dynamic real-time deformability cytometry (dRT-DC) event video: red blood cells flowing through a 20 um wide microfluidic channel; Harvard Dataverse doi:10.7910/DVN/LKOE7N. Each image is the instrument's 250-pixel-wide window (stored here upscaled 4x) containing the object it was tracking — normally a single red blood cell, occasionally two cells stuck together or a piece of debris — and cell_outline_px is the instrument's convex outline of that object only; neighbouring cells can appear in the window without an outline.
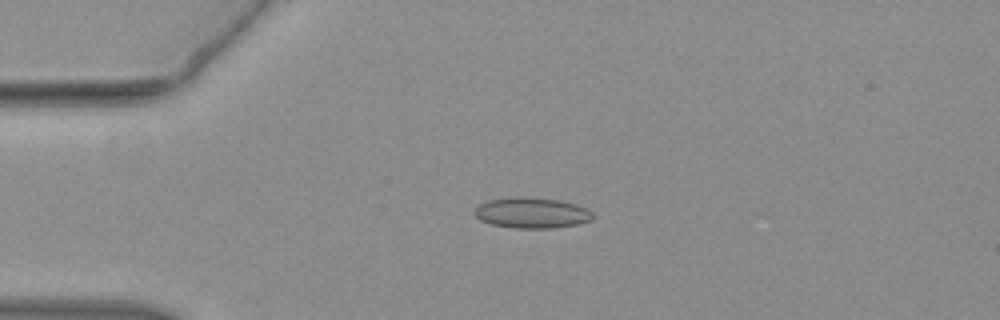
{"species": "common noctule bat (a hibernating species)", "species_latin": "Nyctalus noctula", "temperature_condition": "warm", "stored_images_in_passage": 36, "camera_frame_rate_fps": 3000, "um_per_image_px": 0.085, "animal": {"sex": "female", "body_mass_g": 19.3, "forearm_length_mm": 54.1}, "frame": {"image": 1, "passage_image": 1, "time_ms": 0.0, "image_size_px": [1000, 320], "cell_outline_px": [[592, 220], [576, 224], [552, 228], [516, 228], [492, 224], [480, 220], [472, 212], [480, 204], [488, 200], [520, 196], [524, 196], [560, 200], [576, 204], [592, 212]], "centroid_in_image_um": [45.18, 18.08], "position_along_channel_um": 39.8, "area_um2": 21.04}}
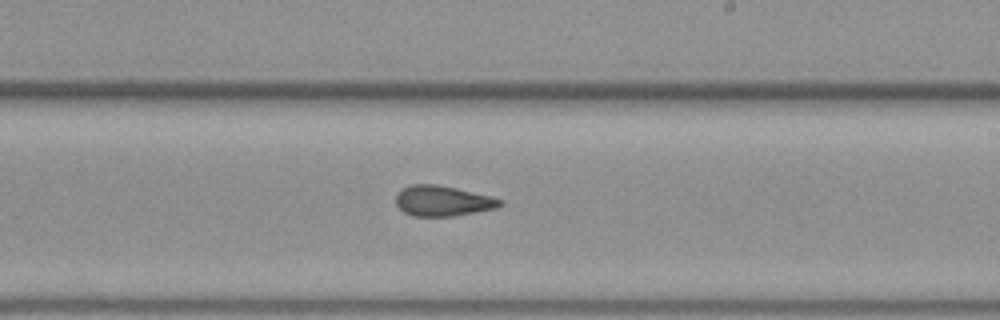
{"frame": {"image": 2, "passage_image": 17, "time_ms": 5.333, "image_size_px": [1000, 320], "cell_outline_px": [[504, 204], [496, 208], [452, 216], [412, 216], [404, 212], [396, 204], [396, 192], [412, 184], [436, 184], [456, 188], [488, 196], [500, 200]], "centroid_in_image_um": [37.58, 17.08], "position_along_channel_um": 251.4, "area_um2": 18.21}}
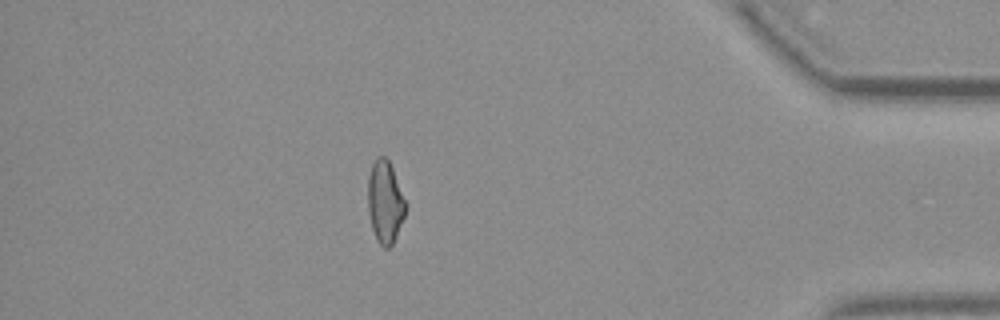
{"frame": {"image": 3, "passage_image": 30, "time_ms": 9.667, "image_size_px": [1000, 320], "cell_outline_px": [[408, 204], [404, 216], [396, 236], [392, 244], [388, 248], [384, 248], [376, 240], [372, 228], [368, 212], [368, 176], [372, 164], [376, 156], [384, 156], [388, 160], [392, 168]], "centroid_in_image_um": [32.73, 17.16], "position_along_channel_um": 402.5, "area_um2": 18.21}}